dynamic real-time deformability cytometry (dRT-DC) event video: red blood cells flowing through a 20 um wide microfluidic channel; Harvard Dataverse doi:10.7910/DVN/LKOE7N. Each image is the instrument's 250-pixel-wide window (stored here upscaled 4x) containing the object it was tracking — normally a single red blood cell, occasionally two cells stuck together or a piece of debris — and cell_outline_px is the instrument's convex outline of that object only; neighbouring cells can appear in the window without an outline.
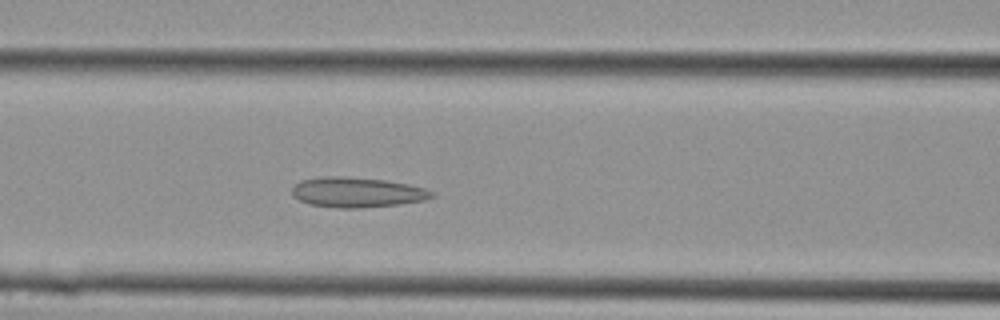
{"species": "Egyptian fruit bat (a non-hibernating species)", "species_latin": "Rousettus aegyptiacus", "temperature_condition": "cold", "stored_images_in_passage": 20, "camera_frame_rate_fps": 3000, "um_per_image_px": 0.085, "animal": {"sex": "female"}, "frame": {"image": 1, "passage_image": 4, "time_ms": 1.0, "image_size_px": [1000, 320], "cell_outline_px": [[436, 196], [424, 200], [400, 204], [360, 208], [340, 208], [308, 204], [292, 196], [292, 188], [300, 180], [324, 176], [344, 176], [384, 180], [408, 184], [424, 188], [436, 192]], "centroid_in_image_um": [30.36, 16.34], "position_along_channel_um": 136.2, "area_um2": 24.62}}
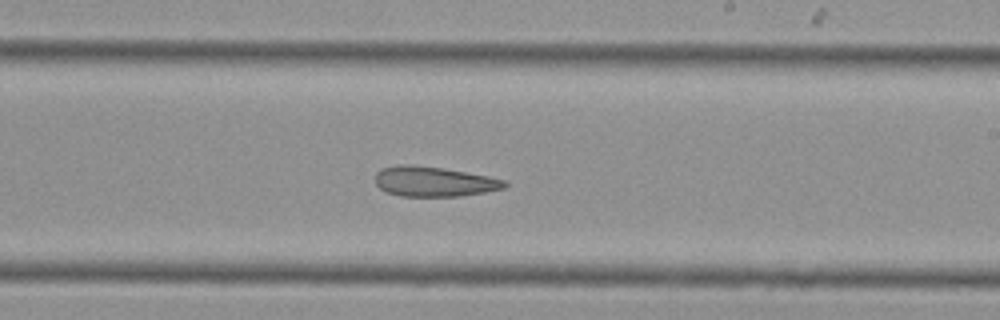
{"frame": {"image": 2, "passage_image": 9, "time_ms": 2.667, "image_size_px": [1000, 320], "cell_outline_px": [[508, 184], [504, 188], [484, 192], [460, 196], [400, 196], [388, 192], [380, 188], [376, 184], [376, 172], [380, 168], [400, 164], [408, 164], [444, 168], [488, 176], [504, 180]], "centroid_in_image_um": [36.86, 15.42], "position_along_channel_um": 252.1, "area_um2": 22.54}}
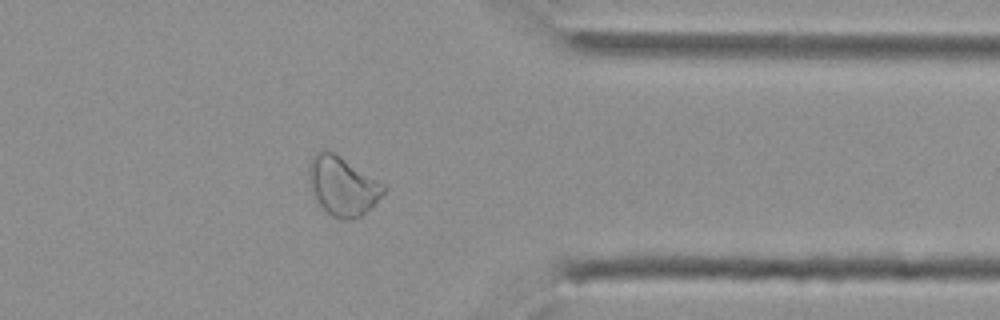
{"frame": {"image": 3, "passage_image": 15, "time_ms": 4.667, "image_size_px": [1000, 320], "cell_outline_px": [[388, 188], [360, 216], [352, 220], [340, 220], [332, 216], [316, 200], [308, 176], [308, 164], [312, 156], [320, 148], [324, 148], [332, 152], [384, 184]], "centroid_in_image_um": [29.07, 15.79], "position_along_channel_um": 382.3, "area_um2": 25.2}}